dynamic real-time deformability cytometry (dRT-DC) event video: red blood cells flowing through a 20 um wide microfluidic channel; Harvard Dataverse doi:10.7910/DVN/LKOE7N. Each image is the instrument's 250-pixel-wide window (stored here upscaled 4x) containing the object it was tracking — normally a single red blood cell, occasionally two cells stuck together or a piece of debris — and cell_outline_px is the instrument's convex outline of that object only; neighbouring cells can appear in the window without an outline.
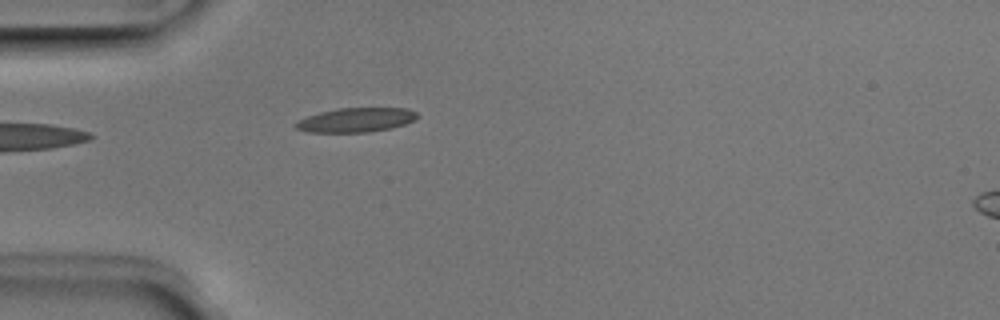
{"species": "Egyptian fruit bat (a non-hibernating species)", "species_latin": "Rousettus aegyptiacus", "temperature_condition": "room temperature", "stored_images_in_passage": 3, "segment_of_instrument_passage": [1, 2], "camera_frame_rate_fps": 3000, "um_per_image_px": 0.085, "animal": {"sex": "male"}, "frame": {"image": 1, "passage_image": 2, "time_ms": 0.333, "image_size_px": [1000, 320], "cell_outline_px": [[420, 116], [404, 124], [392, 128], [368, 132], [308, 132], [296, 128], [292, 124], [296, 120], [320, 112], [336, 108], [408, 108], [416, 112]], "centroid_in_image_um": [30.23, 10.19], "position_along_channel_um": 54.8, "area_um2": 17.28}}